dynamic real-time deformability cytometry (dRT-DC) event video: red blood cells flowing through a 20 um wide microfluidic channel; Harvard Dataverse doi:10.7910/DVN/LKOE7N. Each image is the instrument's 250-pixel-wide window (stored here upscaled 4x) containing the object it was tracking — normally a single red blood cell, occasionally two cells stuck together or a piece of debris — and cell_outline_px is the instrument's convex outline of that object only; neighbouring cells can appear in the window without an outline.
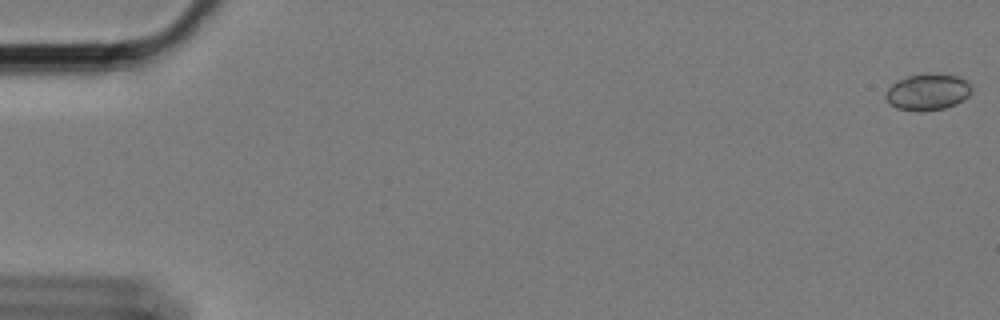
{"species": "Egyptian fruit bat (a non-hibernating species)", "species_latin": "Rousettus aegyptiacus", "temperature_condition": "cold", "stored_images_in_passage": 60, "camera_frame_rate_fps": 3000, "um_per_image_px": 0.085, "animal": {"sex": "female"}, "frame": {"image": 1, "passage_image": 1, "time_ms": 0.0, "image_size_px": [1000, 320], "cell_outline_px": [[972, 88], [968, 96], [964, 100], [956, 104], [944, 108], [920, 112], [896, 108], [888, 100], [888, 88], [896, 80], [908, 76], [956, 76], [972, 84]], "centroid_in_image_um": [78.88, 7.86], "position_along_channel_um": 6.1, "area_um2": 17.51}}
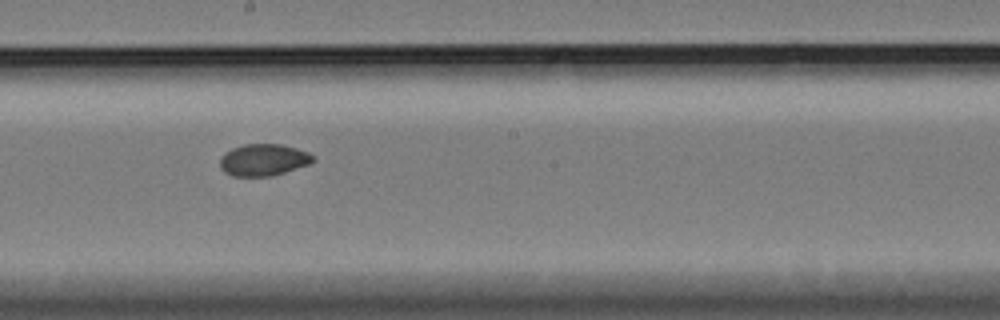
{"frame": {"image": 2, "passage_image": 34, "time_ms": 11.0, "image_size_px": [1000, 320], "cell_outline_px": [[316, 160], [308, 164], [272, 176], [232, 176], [224, 172], [220, 168], [220, 156], [224, 152], [232, 148], [244, 144], [280, 144], [296, 148], [308, 152], [316, 156]], "centroid_in_image_um": [22.38, 13.58], "position_along_channel_um": 225.8, "area_um2": 17.4}}
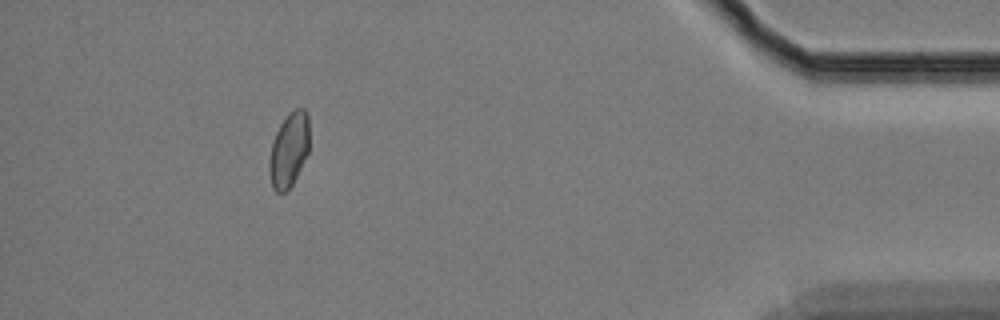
{"frame": {"image": 3, "passage_image": 55, "time_ms": 18.0, "image_size_px": [1000, 320], "cell_outline_px": [[308, 152], [292, 184], [284, 192], [276, 192], [272, 188], [268, 172], [268, 160], [272, 144], [276, 132], [280, 124], [296, 108], [304, 108], [308, 116]], "centroid_in_image_um": [24.53, 12.77], "position_along_channel_um": 410.7, "area_um2": 17.11}, "authors_computed_cell_mechanics": {"area_um2": 17.5134, "velocity_mm_per_s": 3.3825, "shape_relaxation_time_tau1_ms": 6.4971, "shape_relaxation_time_tau2_ms": null, "deformation_change_tau1": 0.091, "deformation_change_tau2": null}}